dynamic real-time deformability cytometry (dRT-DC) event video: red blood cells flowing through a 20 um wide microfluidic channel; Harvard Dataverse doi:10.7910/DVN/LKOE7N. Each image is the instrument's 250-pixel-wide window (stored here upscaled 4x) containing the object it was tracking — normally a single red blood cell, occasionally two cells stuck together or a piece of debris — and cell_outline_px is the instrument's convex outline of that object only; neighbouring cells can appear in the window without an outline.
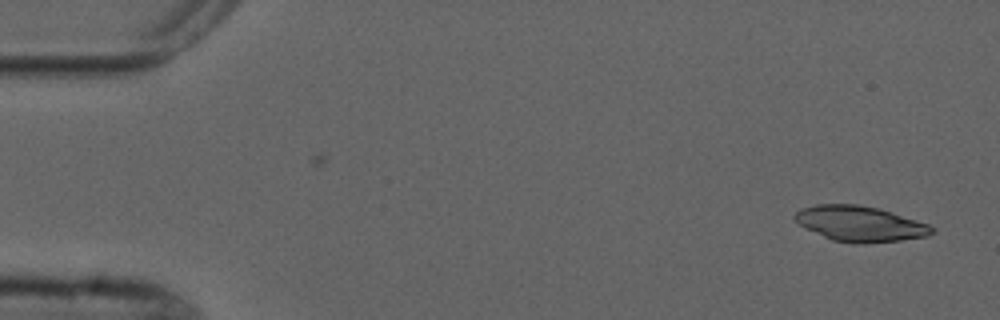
{"species": "common noctule bat (a hibernating species)", "species_latin": "Nyctalus noctula", "temperature_condition": "cold", "stored_images_in_passage": 2, "camera_frame_rate_fps": 3000, "um_per_image_px": 0.085, "animal": {"sex": "male", "forearm_length_mm": 52.5}, "frame": {"image": 1, "passage_image": 2, "time_ms": 1.0, "image_size_px": [1000, 320], "cell_outline_px": [[936, 232], [928, 236], [900, 240], [864, 244], [856, 244], [832, 240], [800, 224], [792, 216], [800, 208], [816, 204], [856, 204], [880, 208], [928, 224], [936, 228]], "centroid_in_image_um": [73.14, 19.01], "position_along_channel_um": 11.9, "area_um2": 28.32}}